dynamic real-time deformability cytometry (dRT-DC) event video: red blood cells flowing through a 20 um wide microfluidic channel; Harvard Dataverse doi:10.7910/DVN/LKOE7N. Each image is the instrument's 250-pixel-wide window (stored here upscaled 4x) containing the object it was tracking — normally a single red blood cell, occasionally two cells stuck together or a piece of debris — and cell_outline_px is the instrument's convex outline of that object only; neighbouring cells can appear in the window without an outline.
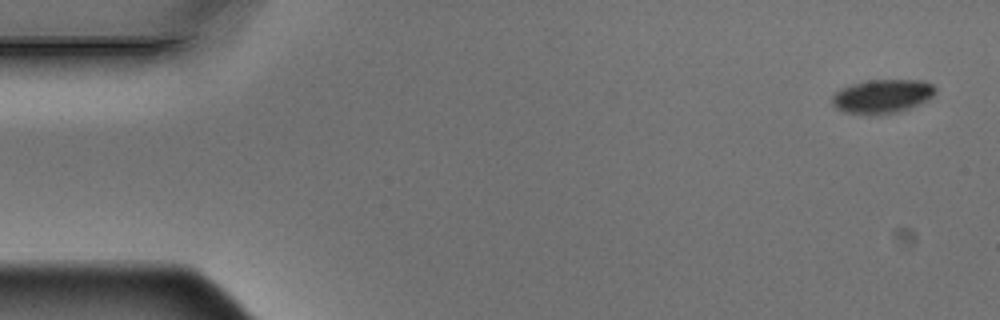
{"species": "Egyptian fruit bat (a non-hibernating species)", "species_latin": "Rousettus aegyptiacus", "temperature_condition": "warm", "stored_images_in_passage": 4, "camera_frame_rate_fps": 3000, "um_per_image_px": 0.085, "animal": {"sex": "male"}, "frame": {"image": 1, "passage_image": 1, "time_ms": 0.0, "image_size_px": [1000, 320], "cell_outline_px": [[936, 92], [928, 100], [908, 108], [896, 112], [868, 116], [844, 112], [836, 108], [832, 104], [832, 96], [840, 88], [852, 84], [868, 80], [924, 80], [932, 84], [936, 88]], "centroid_in_image_um": [74.97, 8.19], "position_along_channel_um": 10.0, "area_um2": 20.52}}
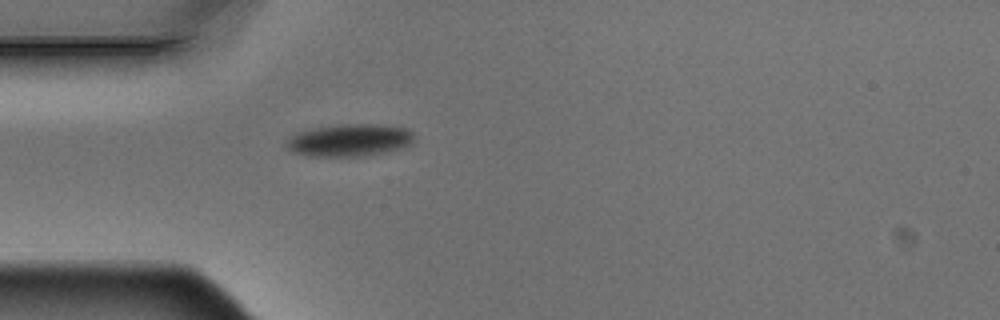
{"frame": {"image": 2, "passage_image": 4, "time_ms": 1.0, "image_size_px": [1000, 320], "cell_outline_px": [[412, 140], [408, 144], [400, 148], [384, 152], [364, 156], [308, 156], [292, 152], [288, 148], [288, 136], [296, 132], [316, 128], [340, 124], [380, 124], [404, 128], [412, 132]], "centroid_in_image_um": [29.66, 11.91], "position_along_channel_um": 55.3, "area_um2": 23.81}}